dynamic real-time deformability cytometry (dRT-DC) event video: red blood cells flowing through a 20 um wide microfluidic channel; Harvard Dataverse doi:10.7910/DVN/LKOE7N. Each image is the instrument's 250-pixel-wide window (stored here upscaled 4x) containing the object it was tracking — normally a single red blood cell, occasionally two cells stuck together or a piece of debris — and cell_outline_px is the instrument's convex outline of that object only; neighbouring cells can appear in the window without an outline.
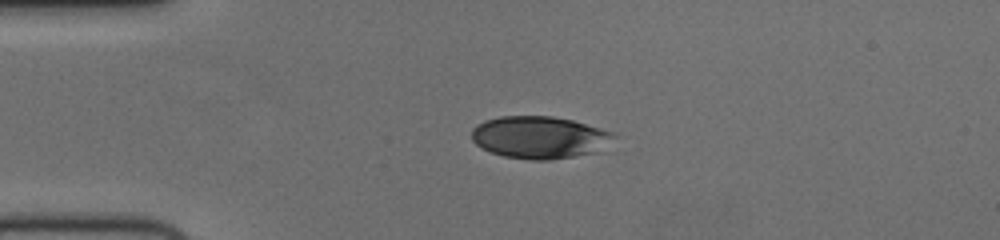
{"species": "human", "species_latin": "Homo sapiens", "temperature_condition": "cold", "stored_images_in_passage": 43, "camera_frame_rate_fps": 3000, "um_per_image_px": 0.085, "donor": {"sex": "female"}, "frame": {"image": 1, "passage_image": 1, "time_ms": 0.0, "image_size_px": [1000, 240], "cell_outline_px": [[616, 136], [596, 152], [552, 160], [532, 160], [504, 156], [492, 152], [476, 144], [472, 140], [472, 128], [476, 124], [484, 120], [500, 116], [552, 116], [572, 120], [600, 128], [612, 132]], "centroid_in_image_um": [45.82, 11.67], "position_along_channel_um": 39.2, "area_um2": 34.85}}
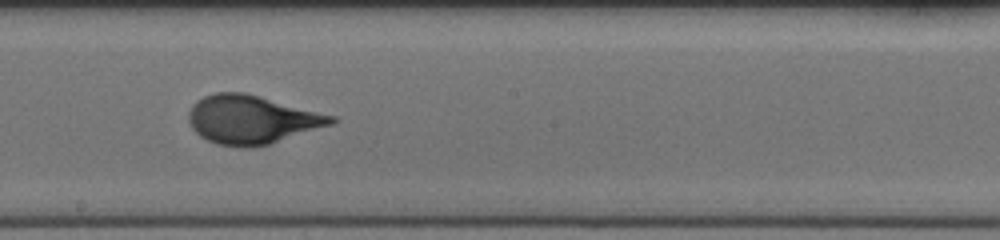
{"frame": {"image": 2, "passage_image": 19, "time_ms": 6.0, "image_size_px": [1000, 240], "cell_outline_px": [[340, 120], [332, 124], [268, 144], [252, 148], [240, 148], [216, 144], [200, 136], [192, 128], [188, 120], [188, 112], [192, 104], [196, 100], [204, 96], [216, 92], [244, 92], [336, 116]], "centroid_in_image_um": [21.37, 10.16], "position_along_channel_um": 226.8, "area_um2": 40.4}}
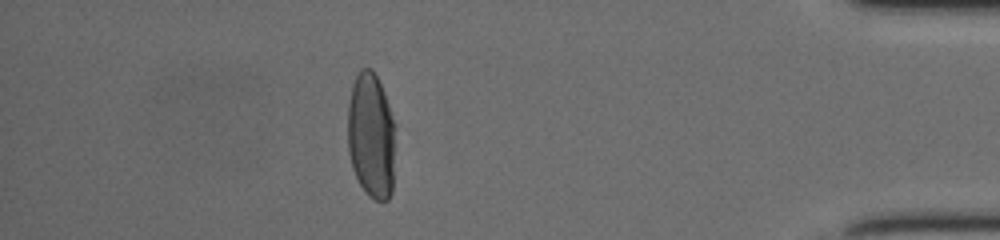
{"frame": {"image": 3, "passage_image": 37, "time_ms": 12.0, "image_size_px": [1000, 240], "cell_outline_px": [[396, 128], [392, 192], [388, 200], [376, 200], [368, 196], [364, 192], [352, 168], [348, 152], [348, 104], [352, 84], [360, 68], [372, 68], [384, 92]], "centroid_in_image_um": [31.55, 11.55], "position_along_channel_um": 403.6, "area_um2": 35.43}, "authors_computed_cell_mechanics": {"area_um2": 38.2058, "velocity_mm_per_s": 3.7007, "shape_relaxation_time_tau1_ms": 4.3186, "shape_relaxation_time_tau2_ms": null, "deformation_change_tau1": 0.1858, "deformation_change_tau2": null}}